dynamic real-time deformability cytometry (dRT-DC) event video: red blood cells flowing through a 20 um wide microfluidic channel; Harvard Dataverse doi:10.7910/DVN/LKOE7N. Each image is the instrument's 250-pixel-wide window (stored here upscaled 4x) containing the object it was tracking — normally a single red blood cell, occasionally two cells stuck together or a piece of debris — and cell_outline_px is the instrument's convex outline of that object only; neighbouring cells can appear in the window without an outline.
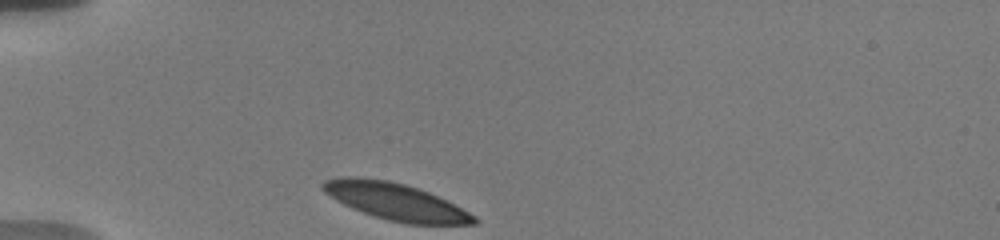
{"species": "human", "species_latin": "Homo sapiens", "temperature_condition": "warm", "stored_images_in_passage": 33, "camera_frame_rate_fps": 3000, "um_per_image_px": 0.085, "donor": {"sex": "male"}, "frame": {"image": 1, "passage_image": 1, "time_ms": 0.0, "image_size_px": [1000, 240], "cell_outline_px": [[480, 220], [476, 224], [404, 224], [388, 220], [352, 208], [336, 200], [324, 192], [320, 188], [320, 184], [324, 180], [340, 176], [356, 176], [388, 180], [404, 184], [428, 192], [476, 216]], "centroid_in_image_um": [33.57, 17.12], "position_along_channel_um": 51.4, "area_um2": 32.31}}
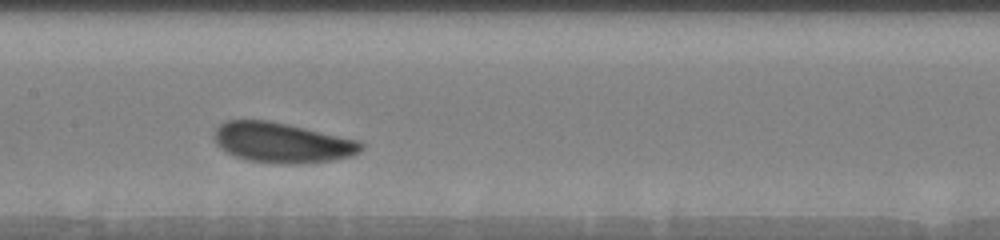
{"frame": {"image": 2, "passage_image": 14, "time_ms": 4.333, "image_size_px": [1000, 240], "cell_outline_px": [[364, 148], [360, 152], [352, 156], [328, 160], [292, 164], [284, 164], [248, 160], [236, 156], [220, 148], [216, 144], [216, 128], [224, 120], [268, 120], [288, 124], [360, 140], [364, 144]], "centroid_in_image_um": [24.01, 12.11], "position_along_channel_um": 183.4, "area_um2": 34.16}}
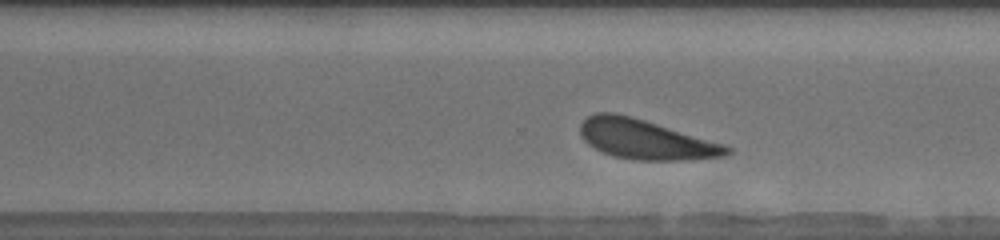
{"frame": {"image": 3, "passage_image": 25, "time_ms": 8.0, "image_size_px": [1000, 240], "cell_outline_px": [[732, 152], [724, 156], [688, 160], [636, 160], [612, 156], [600, 152], [588, 144], [584, 140], [580, 132], [580, 124], [588, 116], [596, 112], [616, 112], [632, 116], [724, 144], [732, 148]], "centroid_in_image_um": [54.85, 11.85], "position_along_channel_um": 315.7, "area_um2": 33.99}, "authors_computed_cell_mechanics": {"area_um2": 33.8708, "velocity_mm_per_s": 3.6129, "shape_relaxation_time_tau1_ms": 0.8777, "shape_relaxation_time_tau2_ms": 6.0539, "deformation_change_tau1": 0.0821, "deformation_change_tau2": 0.1457}}